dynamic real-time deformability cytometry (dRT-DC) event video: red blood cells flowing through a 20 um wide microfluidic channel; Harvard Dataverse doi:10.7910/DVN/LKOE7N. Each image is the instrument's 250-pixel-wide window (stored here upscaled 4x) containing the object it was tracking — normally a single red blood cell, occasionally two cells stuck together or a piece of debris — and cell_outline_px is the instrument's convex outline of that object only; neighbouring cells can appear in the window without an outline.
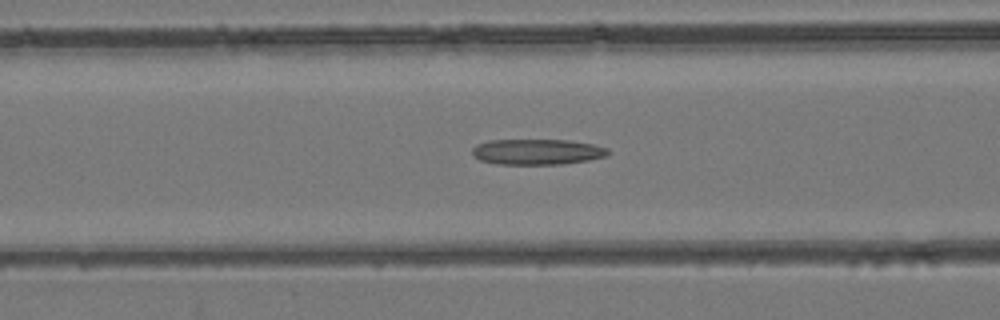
{"species": "common noctule bat (a hibernating species)", "species_latin": "Nyctalus noctula", "temperature_condition": "room temperature", "stored_images_in_passage": 48, "camera_frame_rate_fps": 3000, "um_per_image_px": 0.085, "animal": {"sex": "female", "body_mass_g": 24.6, "forearm_length_mm": 56.2}, "frame": {"image": 1, "passage_image": 19, "time_ms": 6.0, "image_size_px": [1000, 320], "cell_outline_px": [[612, 152], [608, 156], [588, 160], [564, 164], [496, 164], [480, 160], [472, 156], [472, 148], [476, 144], [488, 140], [568, 140], [592, 144], [608, 148]], "centroid_in_image_um": [45.66, 12.9], "position_along_channel_um": 120.9, "area_um2": 20.52}}
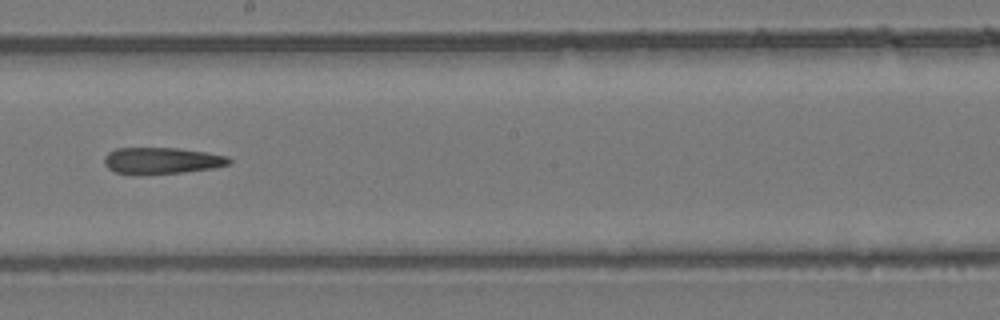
{"frame": {"image": 2, "passage_image": 27, "time_ms": 8.667, "image_size_px": [1000, 320], "cell_outline_px": [[232, 164], [216, 168], [180, 172], [136, 176], [116, 172], [108, 168], [104, 164], [104, 156], [108, 152], [116, 148], [176, 148], [204, 152], [228, 156], [232, 160]], "centroid_in_image_um": [13.74, 13.67], "position_along_channel_um": 234.5, "area_um2": 19.59}}
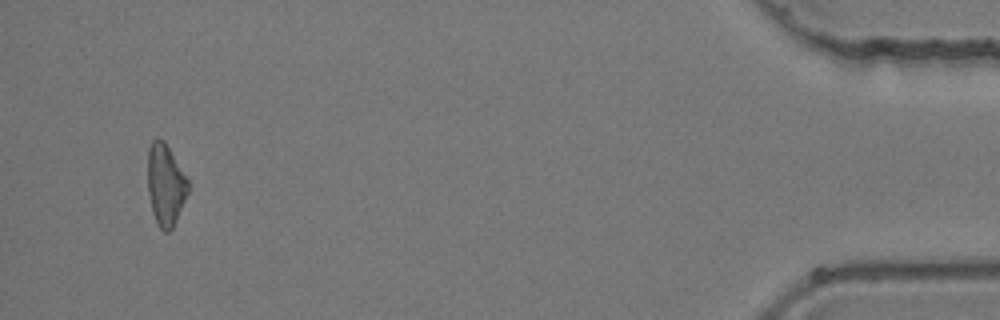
{"frame": {"image": 3, "passage_image": 46, "time_ms": 15.0, "image_size_px": [1000, 320], "cell_outline_px": [[188, 192], [176, 220], [172, 228], [168, 232], [164, 232], [160, 228], [152, 212], [148, 192], [148, 148], [152, 140], [164, 140], [188, 180]], "centroid_in_image_um": [14.05, 15.71], "position_along_channel_um": 421.1, "area_um2": 18.84}}